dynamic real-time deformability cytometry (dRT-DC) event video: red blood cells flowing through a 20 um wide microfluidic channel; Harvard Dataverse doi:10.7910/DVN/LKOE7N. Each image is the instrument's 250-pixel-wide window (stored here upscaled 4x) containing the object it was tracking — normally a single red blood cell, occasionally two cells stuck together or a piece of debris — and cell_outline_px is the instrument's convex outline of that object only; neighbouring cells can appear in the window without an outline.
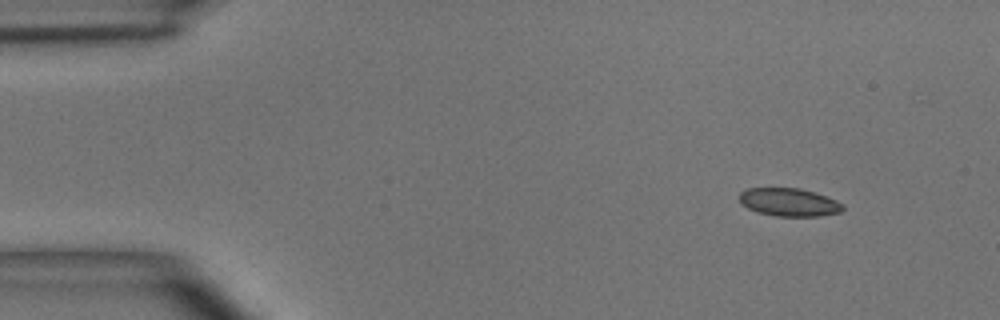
{"species": "common noctule bat (a hibernating species)", "species_latin": "Nyctalus noctula", "temperature_condition": "room temperature", "stored_images_in_passage": 4, "camera_frame_rate_fps": 3000, "um_per_image_px": 0.085, "animal": {"sex": "male", "body_mass_g": 15.6}, "frame": {"image": 1, "passage_image": 1, "time_ms": 0.0, "image_size_px": [1000, 320], "cell_outline_px": [[844, 208], [840, 212], [820, 216], [776, 216], [760, 212], [748, 208], [740, 204], [740, 192], [748, 188], [800, 188], [836, 200], [844, 204]], "centroid_in_image_um": [67.07, 17.19], "position_along_channel_um": 17.9, "area_um2": 16.76}}
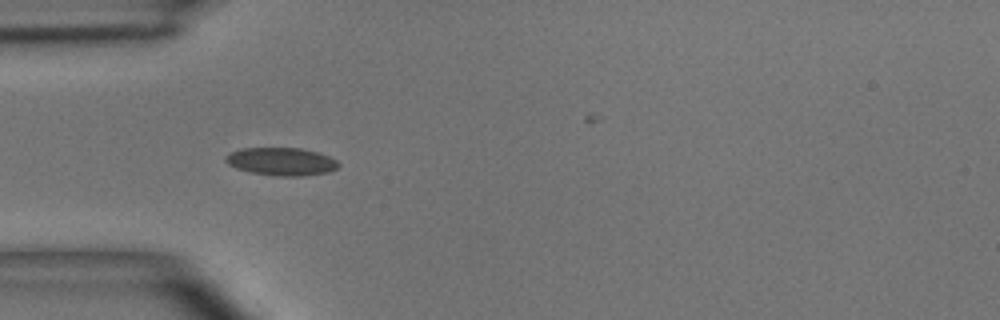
{"frame": {"image": 2, "passage_image": 3, "time_ms": 3.333, "image_size_px": [1000, 320], "cell_outline_px": [[340, 164], [336, 168], [328, 172], [304, 176], [276, 176], [252, 172], [236, 168], [228, 164], [224, 160], [232, 152], [240, 148], [300, 148], [316, 152], [328, 156], [336, 160]], "centroid_in_image_um": [23.93, 13.73], "position_along_channel_um": 61.1, "area_um2": 18.15}}
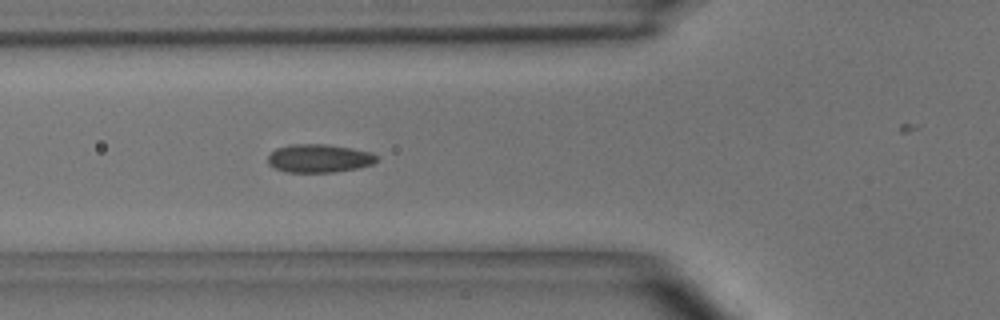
{"frame": {"image": 3, "passage_image": 4, "time_ms": 4.333, "image_size_px": [1000, 320], "cell_outline_px": [[380, 160], [372, 164], [356, 168], [332, 172], [284, 172], [268, 164], [268, 156], [276, 148], [288, 144], [328, 144], [352, 148], [372, 152], [380, 156]], "centroid_in_image_um": [27.15, 13.45], "position_along_channel_um": 98.6, "area_um2": 18.15}}